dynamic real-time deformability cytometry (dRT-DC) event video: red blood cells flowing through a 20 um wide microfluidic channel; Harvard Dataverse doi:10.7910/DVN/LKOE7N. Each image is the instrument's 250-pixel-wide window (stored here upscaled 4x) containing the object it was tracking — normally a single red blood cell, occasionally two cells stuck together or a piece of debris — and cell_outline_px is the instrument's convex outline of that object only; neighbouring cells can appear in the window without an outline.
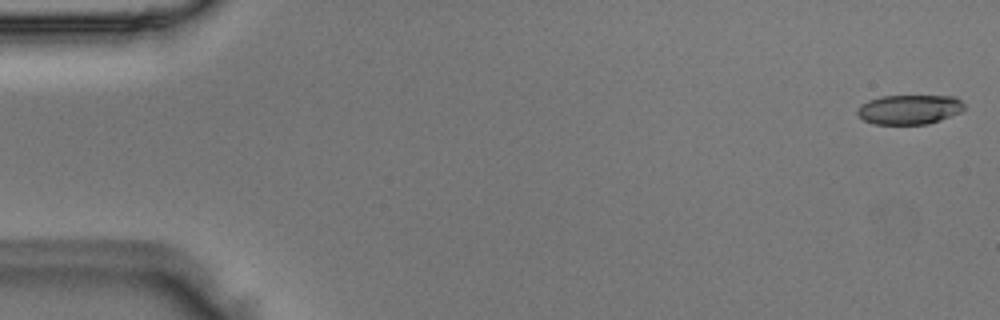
{"species": "Egyptian fruit bat (a non-hibernating species)", "species_latin": "Rousettus aegyptiacus", "temperature_condition": "room temperature", "stored_images_in_passage": 50, "camera_frame_rate_fps": 3000, "um_per_image_px": 0.085, "animal": {"sex": "male"}, "frame": {"image": 1, "passage_image": 1, "time_ms": 0.0, "image_size_px": [1000, 320], "cell_outline_px": [[964, 108], [960, 112], [940, 120], [928, 124], [872, 124], [864, 120], [856, 112], [860, 104], [868, 100], [880, 96], [956, 96], [964, 104]], "centroid_in_image_um": [77.27, 9.3], "position_along_channel_um": 7.7, "area_um2": 18.44}}
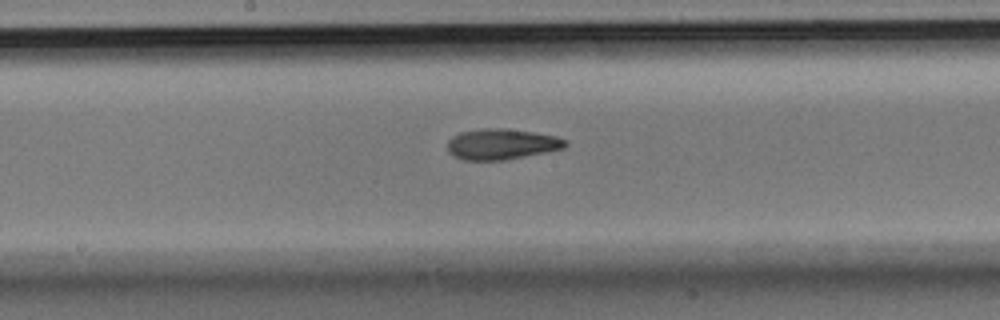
{"frame": {"image": 2, "passage_image": 26, "time_ms": 8.333, "image_size_px": [1000, 320], "cell_outline_px": [[568, 144], [564, 148], [504, 160], [464, 160], [452, 156], [448, 152], [448, 140], [452, 136], [460, 132], [484, 128], [504, 128], [532, 132], [556, 136], [568, 140]], "centroid_in_image_um": [42.61, 12.25], "position_along_channel_um": 205.6, "area_um2": 21.1}}
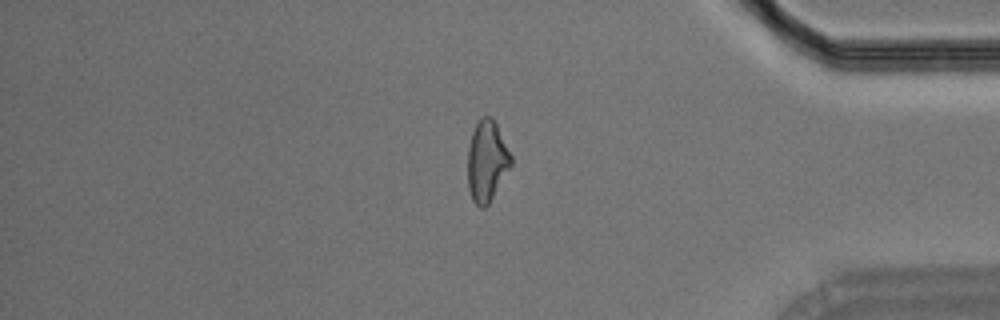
{"frame": {"image": 3, "passage_image": 42, "time_ms": 13.667, "image_size_px": [1000, 320], "cell_outline_px": [[512, 164], [488, 204], [484, 208], [480, 208], [472, 200], [468, 188], [468, 148], [472, 132], [480, 116], [492, 116], [512, 156]], "centroid_in_image_um": [41.37, 13.68], "position_along_channel_um": 393.8, "area_um2": 20.35}}